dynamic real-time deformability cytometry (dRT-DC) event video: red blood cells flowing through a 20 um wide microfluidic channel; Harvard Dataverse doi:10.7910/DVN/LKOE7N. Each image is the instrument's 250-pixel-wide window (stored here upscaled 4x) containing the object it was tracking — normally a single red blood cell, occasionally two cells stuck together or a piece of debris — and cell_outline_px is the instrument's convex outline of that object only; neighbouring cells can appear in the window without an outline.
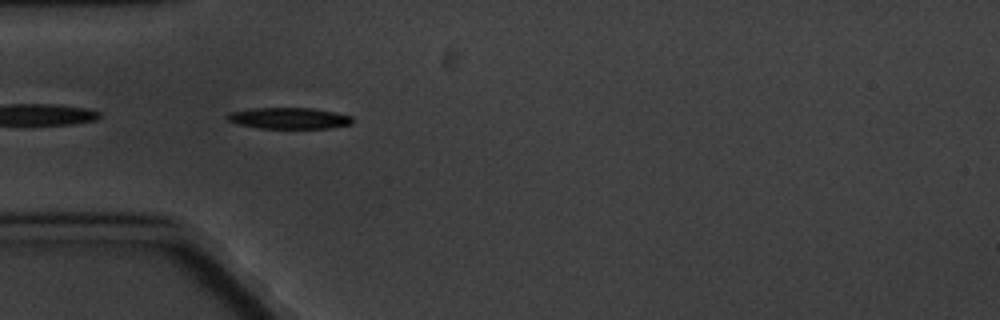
{"species": "common noctule bat (a hibernating species)", "species_latin": "Nyctalus noctula", "temperature_condition": "cold", "stored_images_in_passage": 6, "camera_frame_rate_fps": 3000, "um_per_image_px": 0.085, "animal": {"sex": "male", "body_mass_g": 20.1, "forearm_length_mm": 53.5}, "frame": {"image": 1, "passage_image": 5, "time_ms": 5.667, "image_size_px": [1000, 320], "cell_outline_px": [[352, 124], [328, 128], [260, 128], [240, 124], [228, 120], [224, 116], [232, 112], [252, 108], [312, 108], [336, 112], [352, 116]], "centroid_in_image_um": [24.6, 10.04], "position_along_channel_um": 60.4, "area_um2": 15.37}}